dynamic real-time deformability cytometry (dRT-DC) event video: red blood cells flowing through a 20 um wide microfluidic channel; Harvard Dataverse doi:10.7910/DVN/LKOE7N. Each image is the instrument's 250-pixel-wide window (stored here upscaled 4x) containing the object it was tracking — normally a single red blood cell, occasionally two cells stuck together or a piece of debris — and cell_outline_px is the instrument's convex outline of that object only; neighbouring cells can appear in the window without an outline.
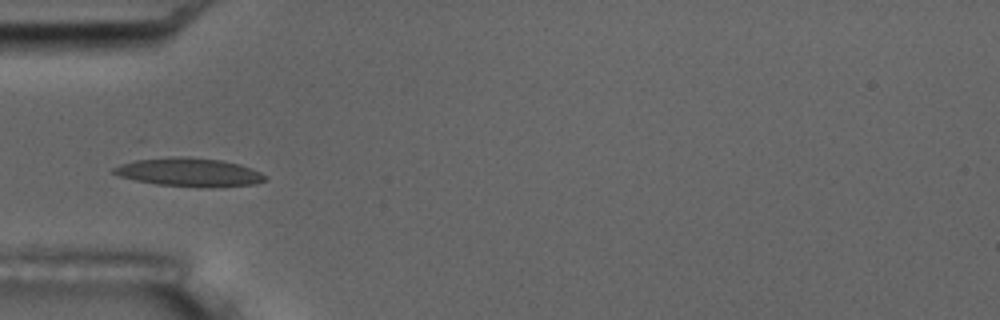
{"species": "common noctule bat (a hibernating species)", "species_latin": "Nyctalus noctula", "temperature_condition": "room temperature", "stored_images_in_passage": 8, "camera_frame_rate_fps": 3000, "um_per_image_px": 0.085, "animal": {"sex": "male", "body_mass_g": 17.5, "forearm_length_mm": 52.3}, "frame": {"image": 1, "passage_image": 4, "time_ms": 3.333, "image_size_px": [1000, 320], "cell_outline_px": [[268, 180], [256, 184], [208, 188], [200, 188], [156, 184], [136, 180], [120, 176], [108, 172], [112, 168], [120, 164], [140, 156], [180, 156], [220, 160], [240, 164], [260, 172], [268, 176]], "centroid_in_image_um": [16.0, 14.62], "position_along_channel_um": 69.0, "area_um2": 26.13}}
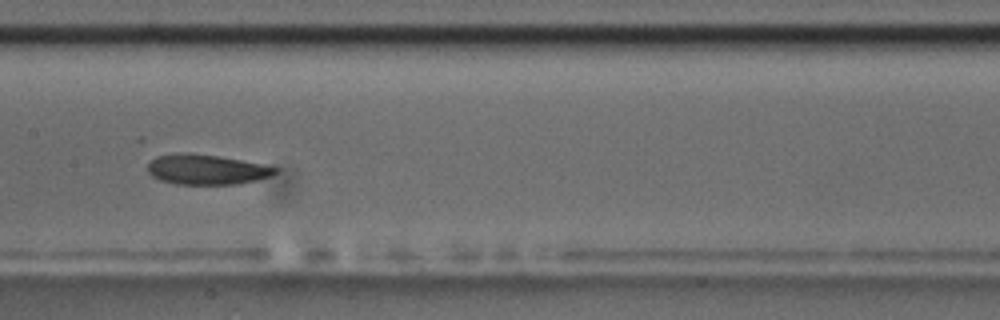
{"frame": {"image": 2, "passage_image": 7, "time_ms": 6.667, "image_size_px": [1000, 320], "cell_outline_px": [[280, 168], [276, 172], [268, 176], [256, 180], [240, 184], [176, 184], [160, 180], [152, 176], [148, 172], [148, 164], [156, 156], [176, 152], [188, 152], [216, 156], [240, 160]], "centroid_in_image_um": [17.5, 14.4], "position_along_channel_um": 189.9, "area_um2": 22.25}}